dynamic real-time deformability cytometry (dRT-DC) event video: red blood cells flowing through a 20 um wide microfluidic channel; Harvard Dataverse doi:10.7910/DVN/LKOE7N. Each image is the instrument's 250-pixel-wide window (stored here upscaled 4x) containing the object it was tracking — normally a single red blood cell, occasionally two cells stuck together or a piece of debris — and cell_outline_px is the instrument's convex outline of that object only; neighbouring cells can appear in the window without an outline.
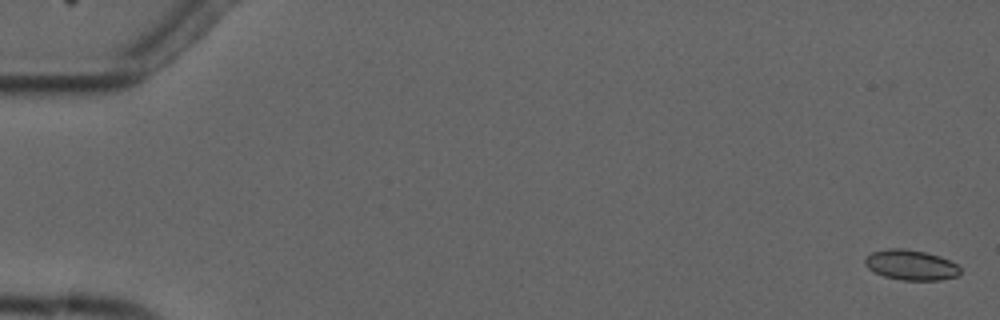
{"species": "common noctule bat (a hibernating species)", "species_latin": "Nyctalus noctula", "temperature_condition": "cold", "stored_images_in_passage": 7, "camera_frame_rate_fps": 3000, "um_per_image_px": 0.085, "animal": {"sex": "male", "forearm_length_mm": 52.5}, "frame": {"image": 1, "passage_image": 1, "time_ms": 0.0, "image_size_px": [1000, 320], "cell_outline_px": [[960, 272], [956, 276], [940, 280], [900, 280], [884, 276], [868, 268], [864, 264], [864, 260], [872, 252], [888, 248], [904, 248], [924, 252], [940, 256], [956, 264], [960, 268]], "centroid_in_image_um": [77.41, 22.52], "position_along_channel_um": 7.6, "area_um2": 16.65}}
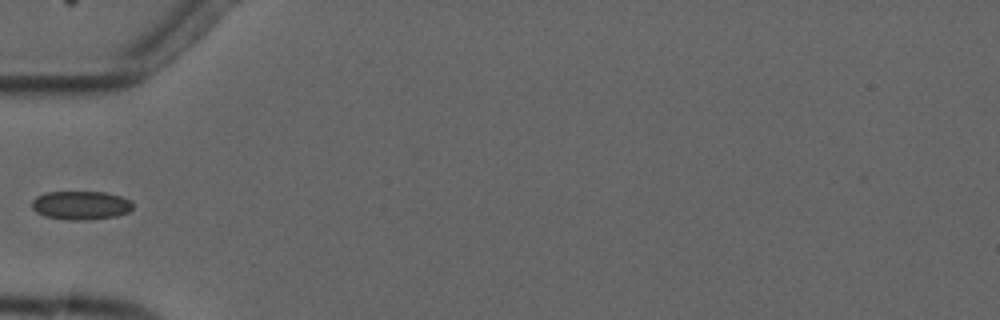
{"frame": {"image": 2, "passage_image": 6, "time_ms": 6.0, "image_size_px": [1000, 320], "cell_outline_px": [[132, 208], [128, 212], [116, 216], [88, 220], [68, 220], [44, 216], [36, 212], [32, 208], [32, 200], [36, 196], [44, 192], [104, 192], [120, 196], [132, 200]], "centroid_in_image_um": [6.85, 17.45], "position_along_channel_um": 78.1, "area_um2": 16.99}}
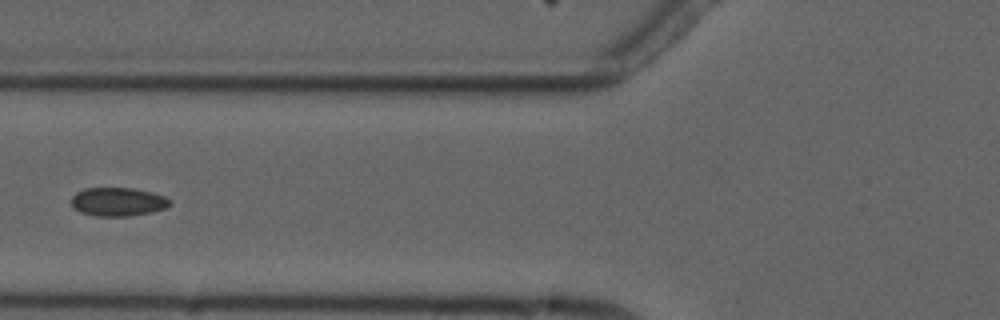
{"frame": {"image": 3, "passage_image": 7, "time_ms": 7.0, "image_size_px": [1000, 320], "cell_outline_px": [[172, 204], [164, 208], [152, 212], [128, 216], [96, 216], [80, 212], [72, 204], [72, 196], [76, 192], [84, 188], [132, 188], [152, 192], [164, 196], [172, 200]], "centroid_in_image_um": [10.05, 17.15], "position_along_channel_um": 115.8, "area_um2": 16.42}}